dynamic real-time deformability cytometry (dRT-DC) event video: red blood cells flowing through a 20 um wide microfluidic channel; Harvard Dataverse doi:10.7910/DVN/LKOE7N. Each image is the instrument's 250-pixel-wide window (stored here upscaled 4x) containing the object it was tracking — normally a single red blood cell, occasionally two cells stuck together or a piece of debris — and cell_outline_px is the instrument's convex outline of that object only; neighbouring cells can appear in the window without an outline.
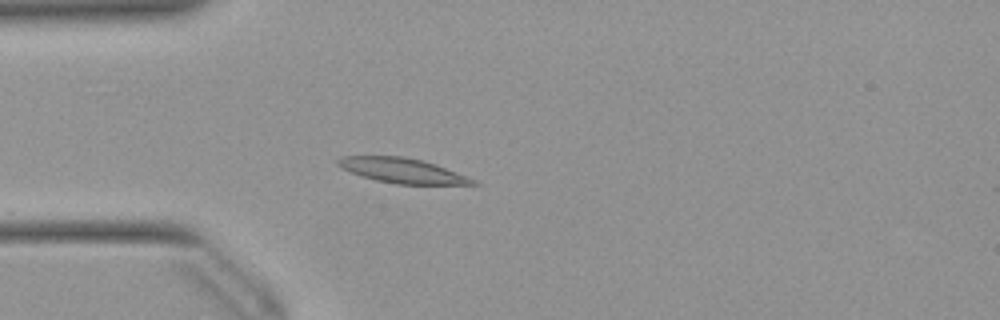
{"species": "Egyptian fruit bat (a non-hibernating species)", "species_latin": "Rousettus aegyptiacus", "temperature_condition": "warm", "stored_images_in_passage": 43, "camera_frame_rate_fps": 3000, "um_per_image_px": 0.085, "animal": {"sex": "female"}, "frame": {"image": 1, "passage_image": 4, "time_ms": 1.0, "image_size_px": [1000, 320], "cell_outline_px": [[480, 184], [396, 184], [376, 180], [360, 176], [336, 164], [336, 160], [340, 156], [404, 156], [424, 160], [436, 164], [468, 176], [476, 180]], "centroid_in_image_um": [34.21, 14.49], "position_along_channel_um": 50.8, "area_um2": 19.59}}
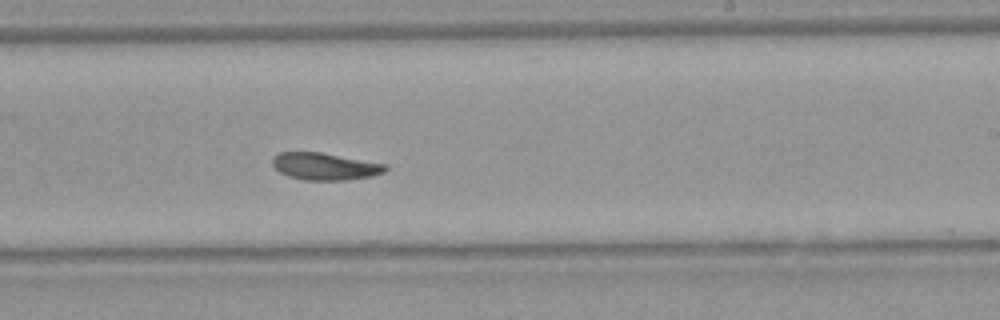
{"frame": {"image": 2, "passage_image": 21, "time_ms": 6.667, "image_size_px": [1000, 320], "cell_outline_px": [[388, 168], [384, 172], [372, 176], [344, 180], [304, 180], [288, 176], [280, 172], [272, 164], [272, 160], [280, 152], [320, 152], [388, 164]], "centroid_in_image_um": [27.65, 14.14], "position_along_channel_um": 261.3, "area_um2": 17.8}}
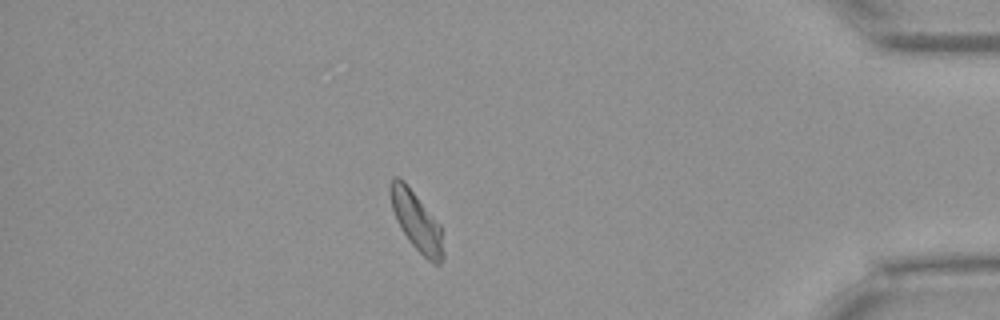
{"frame": {"image": 3, "passage_image": 35, "time_ms": 11.333, "image_size_px": [1000, 320], "cell_outline_px": [[444, 256], [440, 264], [432, 264], [408, 240], [400, 228], [396, 220], [392, 208], [388, 192], [388, 188], [392, 176], [400, 176], [404, 180], [440, 224], [444, 252]], "centroid_in_image_um": [35.37, 18.76], "position_along_channel_um": 399.8, "area_um2": 18.44}, "authors_computed_cell_mechanics": {"area_um2": 18.4382, "velocity_mm_per_s": 3.8966, "shape_relaxation_time_tau1_ms": 8.921, "shape_relaxation_time_tau2_ms": null, "deformation_change_tau1": 0.2197, "deformation_change_tau2": null}}